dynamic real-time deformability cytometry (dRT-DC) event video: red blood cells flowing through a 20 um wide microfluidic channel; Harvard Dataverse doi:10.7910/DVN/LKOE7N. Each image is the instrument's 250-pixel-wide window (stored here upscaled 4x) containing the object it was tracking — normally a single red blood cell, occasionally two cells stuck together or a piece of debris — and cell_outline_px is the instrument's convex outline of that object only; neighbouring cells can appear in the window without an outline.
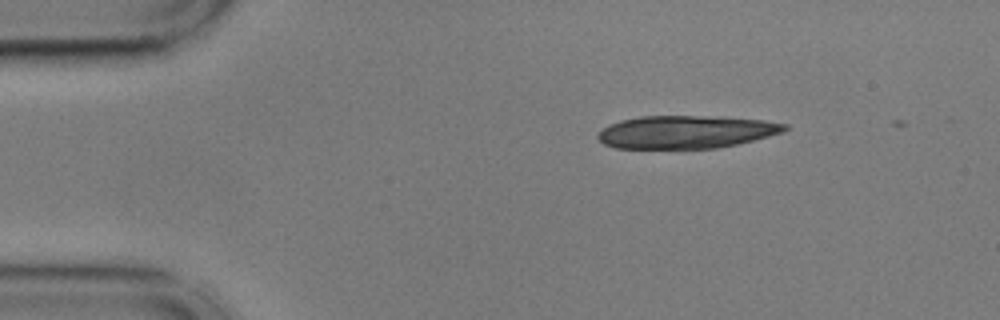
{"species": "common noctule bat (a hibernating species)", "species_latin": "Nyctalus noctula", "temperature_condition": "cold", "stored_images_in_passage": 3, "camera_frame_rate_fps": 3000, "um_per_image_px": 0.085, "animal": {"sex": "male", "body_mass_g": 17.9, "forearm_length_mm": 54.2}, "frame": {"image": 1, "passage_image": 2, "time_ms": 0.333, "image_size_px": [1000, 320], "cell_outline_px": [[788, 128], [784, 132], [736, 144], [716, 148], [616, 148], [604, 144], [596, 136], [604, 128], [620, 120], [640, 116], [700, 116], [760, 120], [788, 124]], "centroid_in_image_um": [58.29, 11.22], "position_along_channel_um": 26.7, "area_um2": 35.26}}